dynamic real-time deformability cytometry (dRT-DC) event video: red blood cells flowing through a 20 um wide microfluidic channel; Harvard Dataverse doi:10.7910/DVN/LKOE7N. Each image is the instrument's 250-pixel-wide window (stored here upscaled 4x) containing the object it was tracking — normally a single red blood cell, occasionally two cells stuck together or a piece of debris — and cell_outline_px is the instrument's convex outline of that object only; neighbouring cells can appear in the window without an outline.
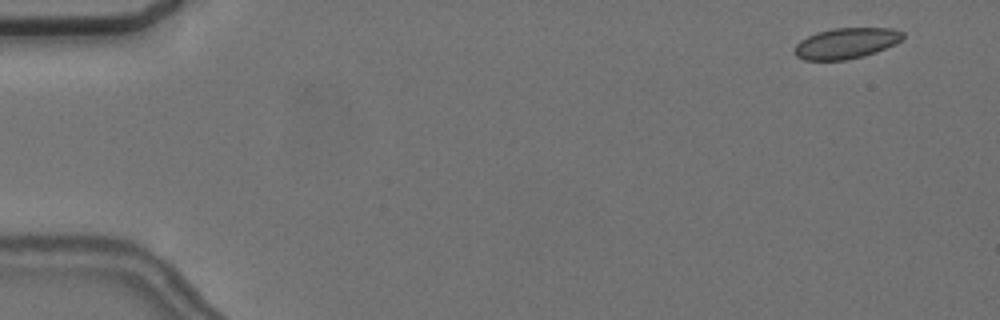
{"species": "common noctule bat (a hibernating species)", "species_latin": "Nyctalus noctula", "temperature_condition": "cold", "stored_images_in_passage": 54, "camera_frame_rate_fps": 3000, "um_per_image_px": 0.085, "animal": {"sex": "female", "body_mass_g": 24.6, "forearm_length_mm": 56.2}, "frame": {"image": 1, "passage_image": 1, "time_ms": 0.0, "image_size_px": [1000, 320], "cell_outline_px": [[896, 40], [880, 48], [856, 56], [832, 60], [816, 60], [800, 56], [796, 52], [796, 48], [808, 40], [824, 32], [852, 28], [868, 28]], "centroid_in_image_um": [71.64, 3.74], "position_along_channel_um": 13.4, "area_um2": 15.2}}
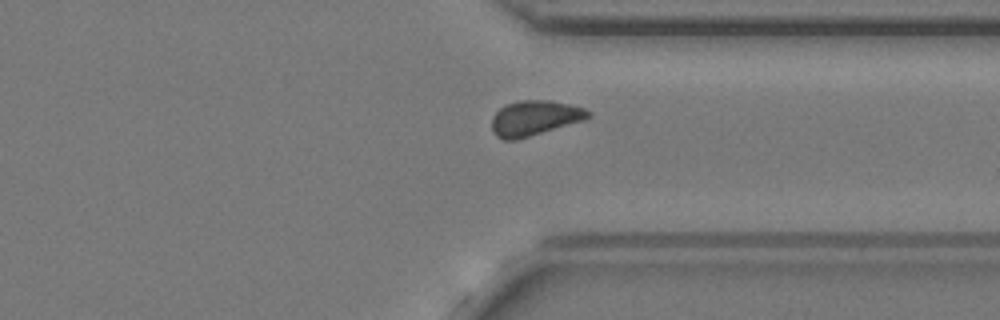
{"frame": {"image": 2, "passage_image": 41, "time_ms": 13.333, "image_size_px": [1000, 320], "cell_outline_px": [[584, 116], [572, 120], [520, 136], [500, 136], [496, 132], [496, 116], [504, 108], [516, 104], [552, 104], [572, 108], [584, 112]], "centroid_in_image_um": [45.28, 10.05], "position_along_channel_um": 366.1, "area_um2": 14.28}}
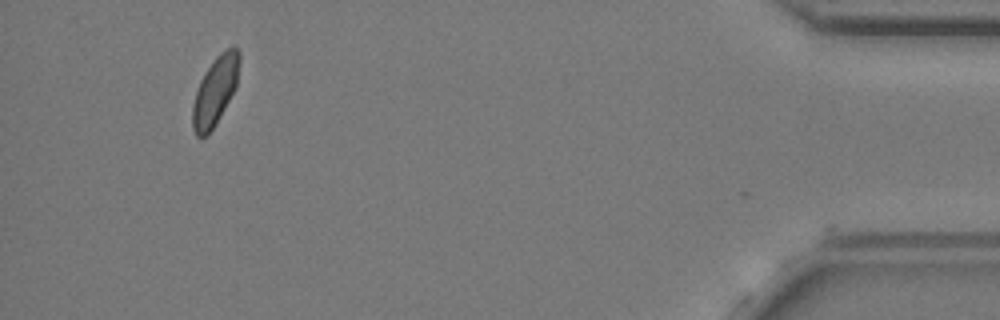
{"frame": {"image": 3, "passage_image": 51, "time_ms": 16.667, "image_size_px": [1000, 320], "cell_outline_px": [[236, 80], [216, 120], [208, 132], [204, 136], [200, 136], [196, 132], [196, 96], [212, 64], [220, 56], [236, 52]], "centroid_in_image_um": [18.26, 7.82], "position_along_channel_um": 416.9, "area_um2": 14.45}, "authors_computed_cell_mechanics": {"area_um2": 13.9009, "velocity_mm_per_s": 3.6061, "shape_relaxation_time_tau1_ms": null, "shape_relaxation_time_tau2_ms": 5.3427, "deformation_change_tau1": null, "deformation_change_tau2": 0.0949}}